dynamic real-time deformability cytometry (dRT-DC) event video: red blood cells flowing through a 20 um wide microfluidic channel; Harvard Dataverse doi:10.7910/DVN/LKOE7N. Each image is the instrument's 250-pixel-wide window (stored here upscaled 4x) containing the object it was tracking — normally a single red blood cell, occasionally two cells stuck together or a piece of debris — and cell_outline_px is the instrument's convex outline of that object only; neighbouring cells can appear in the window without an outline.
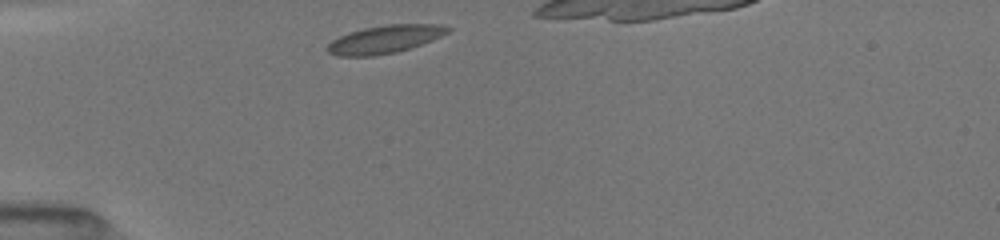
{"species": "common noctule bat (a hibernating species)", "species_latin": "Nyctalus noctula", "temperature_condition": "room temperature", "stored_images_in_passage": 16, "camera_frame_rate_fps": 3000, "um_per_image_px": 0.085, "animal": {"sex": "female", "body_mass_g": 19.5, "forearm_length_mm": 54.1}, "frame": {"image": 1, "passage_image": 1, "time_ms": 0.0, "image_size_px": [1000, 240], "cell_outline_px": [[452, 28], [448, 32], [432, 40], [396, 52], [372, 56], [336, 56], [328, 52], [324, 48], [332, 40], [348, 32], [364, 28], [384, 24], [440, 24]], "centroid_in_image_um": [32.66, 3.33], "position_along_channel_um": 52.3, "area_um2": 19.59}}
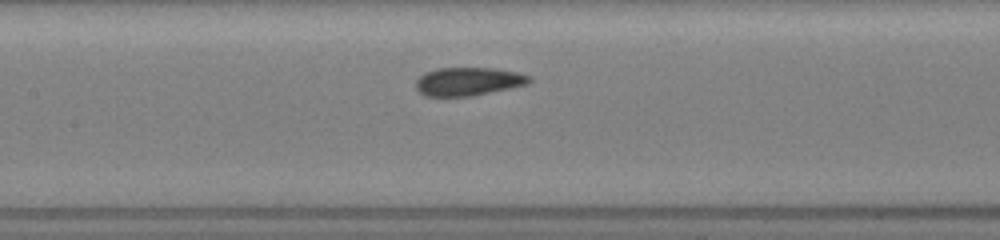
{"frame": {"image": 2, "passage_image": 11, "time_ms": 3.333, "image_size_px": [1000, 240], "cell_outline_px": [[532, 80], [528, 84], [472, 96], [424, 96], [416, 88], [416, 80], [424, 72], [436, 68], [492, 68], [516, 72], [528, 76]], "centroid_in_image_um": [39.76, 6.92], "position_along_channel_um": 167.6, "area_um2": 18.61}}
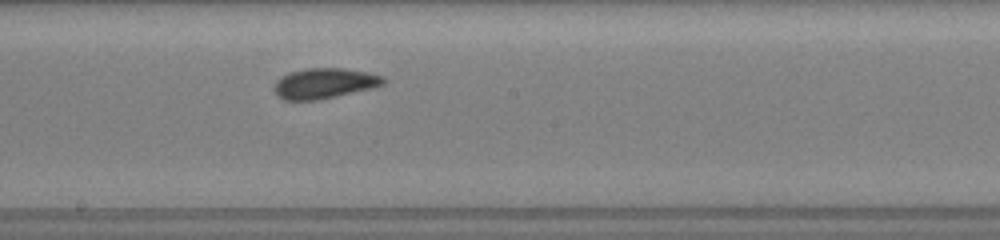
{"frame": {"image": 3, "passage_image": 15, "time_ms": 4.667, "image_size_px": [1000, 240], "cell_outline_px": [[388, 80], [384, 84], [372, 88], [320, 100], [284, 100], [276, 96], [272, 88], [276, 80], [288, 72], [304, 68], [344, 68], [368, 72], [384, 76]], "centroid_in_image_um": [27.55, 7.08], "position_along_channel_um": 220.6, "area_um2": 19.77}}